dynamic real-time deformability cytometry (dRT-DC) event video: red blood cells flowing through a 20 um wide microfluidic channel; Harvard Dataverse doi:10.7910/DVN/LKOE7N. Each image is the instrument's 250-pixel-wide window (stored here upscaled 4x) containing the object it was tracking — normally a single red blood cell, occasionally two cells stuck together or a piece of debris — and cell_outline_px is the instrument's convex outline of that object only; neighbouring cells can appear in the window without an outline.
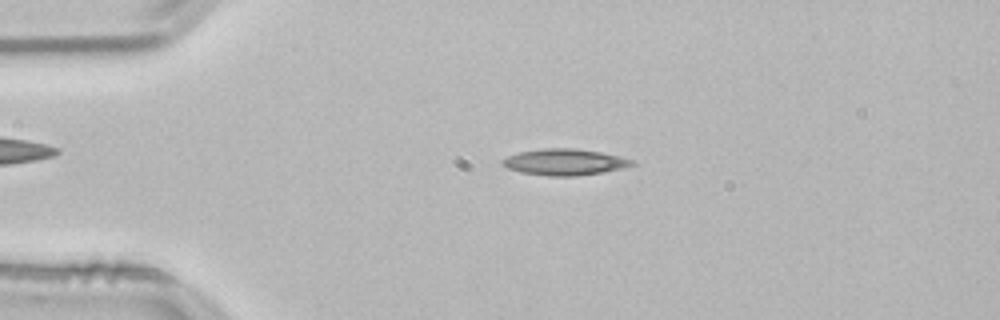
{"species": "common noctule bat (a hibernating species)", "species_latin": "Nyctalus noctula", "temperature_condition": "room temperature", "stored_images_in_passage": 51, "camera_frame_rate_fps": 3000, "um_per_image_px": 0.085, "animal": {"sex": "male", "body_mass_g": 21.5, "forearm_length_mm": 52.0}, "frame": {"image": 1, "passage_image": 10, "time_ms": 3.0, "image_size_px": [1000, 320], "cell_outline_px": [[636, 164], [624, 168], [576, 176], [548, 176], [520, 172], [508, 168], [500, 164], [500, 160], [508, 156], [520, 152], [544, 148], [576, 148], [600, 152], [636, 160]], "centroid_in_image_um": [47.99, 13.77], "position_along_channel_um": 37.0, "area_um2": 19.88}}
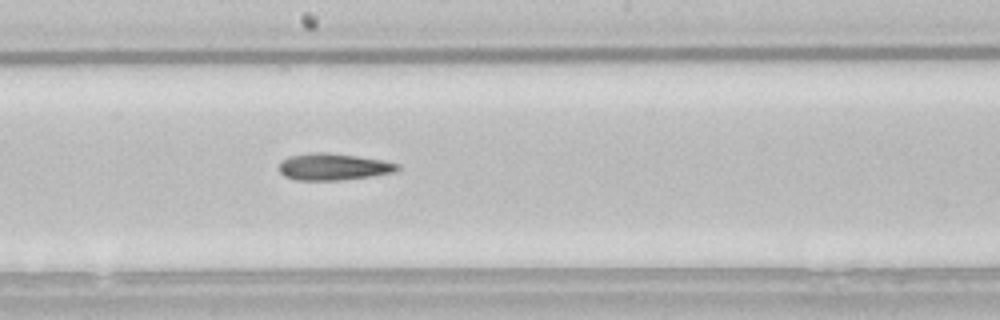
{"frame": {"image": 2, "passage_image": 27, "time_ms": 8.667, "image_size_px": [1000, 320], "cell_outline_px": [[400, 168], [392, 172], [368, 176], [340, 180], [296, 180], [284, 176], [280, 172], [280, 160], [288, 156], [312, 152], [328, 152], [356, 156], [380, 160], [400, 164]], "centroid_in_image_um": [28.27, 14.16], "position_along_channel_um": 219.9, "area_um2": 18.32}}
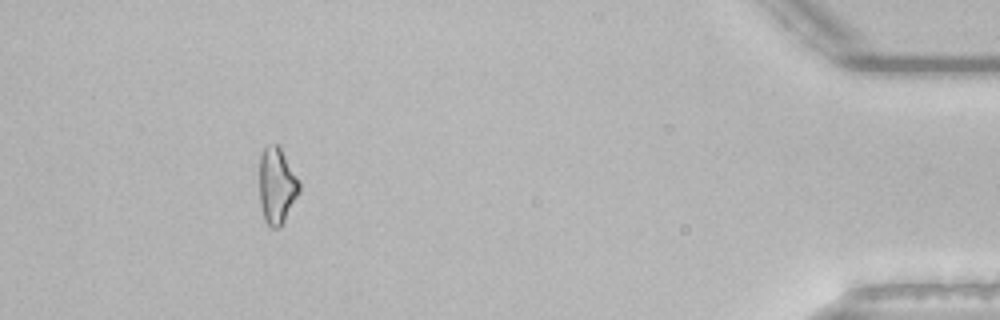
{"frame": {"image": 3, "passage_image": 47, "time_ms": 15.333, "image_size_px": [1000, 320], "cell_outline_px": [[300, 192], [280, 228], [272, 228], [264, 220], [260, 204], [260, 156], [264, 148], [268, 144], [280, 144], [300, 184]], "centroid_in_image_um": [23.53, 15.77], "position_along_channel_um": 411.7, "area_um2": 17.8}}